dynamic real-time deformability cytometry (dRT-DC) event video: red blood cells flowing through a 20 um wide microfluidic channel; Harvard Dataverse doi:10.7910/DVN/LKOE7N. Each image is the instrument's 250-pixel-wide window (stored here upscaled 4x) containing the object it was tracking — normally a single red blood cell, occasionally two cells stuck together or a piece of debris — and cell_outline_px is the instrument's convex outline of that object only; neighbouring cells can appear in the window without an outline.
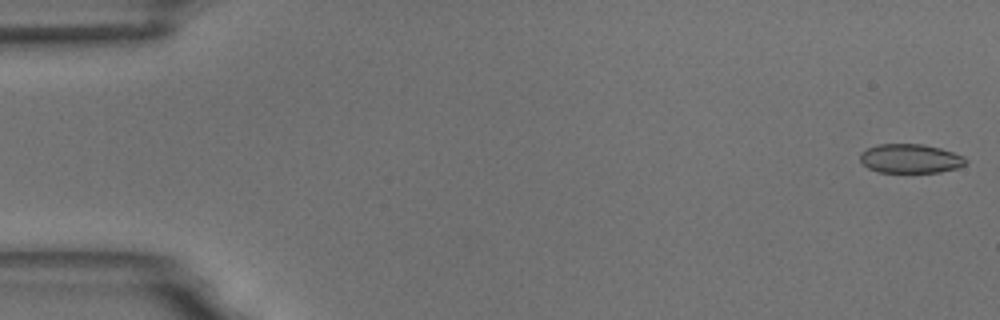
{"species": "common noctule bat (a hibernating species)", "species_latin": "Nyctalus noctula", "temperature_condition": "room temperature", "stored_images_in_passage": 54, "camera_frame_rate_fps": 3000, "um_per_image_px": 0.085, "animal": {"sex": "male", "body_mass_g": 18.8}, "frame": {"image": 1, "passage_image": 1, "time_ms": 0.0, "image_size_px": [1000, 320], "cell_outline_px": [[968, 160], [964, 164], [956, 168], [940, 172], [880, 172], [868, 168], [860, 160], [860, 152], [876, 144], [924, 144], [940, 148], [964, 156]], "centroid_in_image_um": [77.37, 13.47], "position_along_channel_um": 7.6, "area_um2": 17.86}}
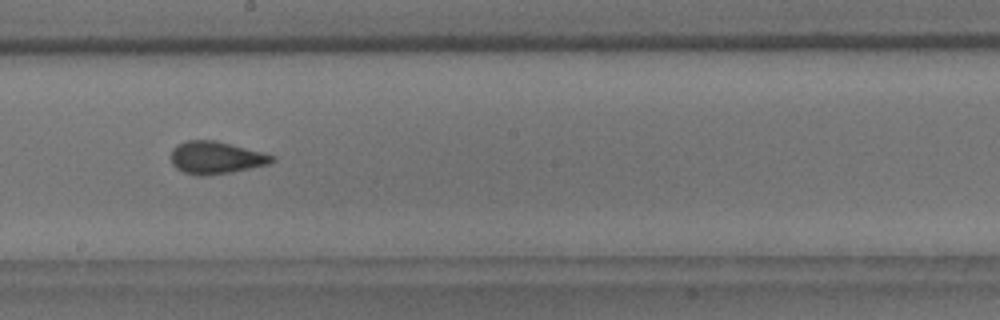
{"frame": {"image": 2, "passage_image": 30, "time_ms": 9.667, "image_size_px": [1000, 320], "cell_outline_px": [[276, 160], [268, 164], [232, 172], [208, 176], [196, 176], [184, 172], [176, 168], [172, 164], [172, 148], [176, 144], [188, 140], [216, 140], [276, 156]], "centroid_in_image_um": [18.34, 13.41], "position_along_channel_um": 229.9, "area_um2": 19.19}}
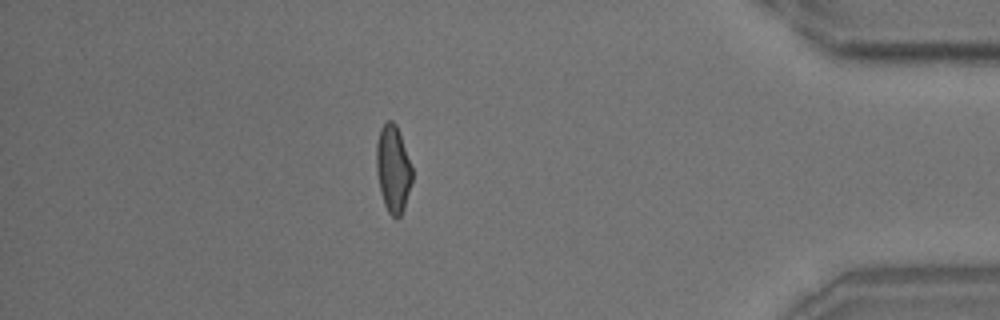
{"frame": {"image": 3, "passage_image": 47, "time_ms": 15.333, "image_size_px": [1000, 320], "cell_outline_px": [[412, 180], [404, 208], [400, 216], [396, 220], [388, 212], [384, 204], [380, 192], [376, 168], [376, 144], [380, 128], [388, 120], [392, 120], [396, 124], [412, 168]], "centroid_in_image_um": [33.39, 14.37], "position_along_channel_um": 401.8, "area_um2": 18.09}, "authors_computed_cell_mechanics": {"area_um2": 18.6116, "velocity_mm_per_s": 3.7475, "shape_relaxation_time_tau1_ms": 5.3043, "shape_relaxation_time_tau2_ms": 1.0483, "deformation_change_tau1": 0.1252, "deformation_change_tau2": 0.0699}}